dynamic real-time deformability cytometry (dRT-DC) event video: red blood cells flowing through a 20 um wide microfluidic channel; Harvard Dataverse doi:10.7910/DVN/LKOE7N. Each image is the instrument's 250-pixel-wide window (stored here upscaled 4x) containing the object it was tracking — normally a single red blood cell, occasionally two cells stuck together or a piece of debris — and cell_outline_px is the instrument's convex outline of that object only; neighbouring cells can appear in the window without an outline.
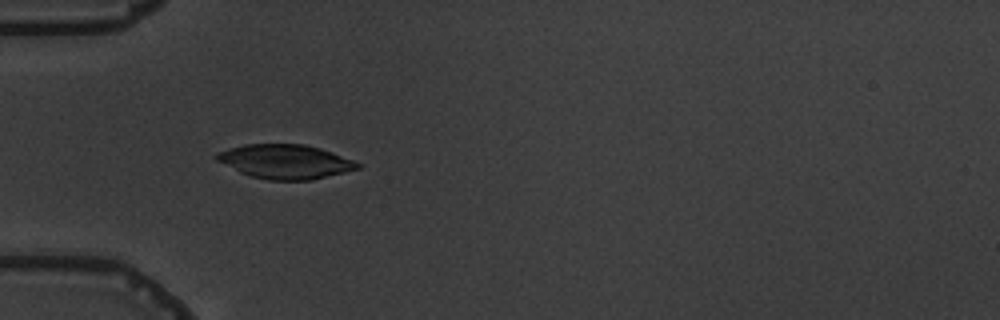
{"species": "common noctule bat (a hibernating species)", "species_latin": "Nyctalus noctula", "temperature_condition": "warm", "stored_images_in_passage": 5, "camera_frame_rate_fps": 3000, "um_per_image_px": 0.085, "animal": {"sex": "male", "body_mass_g": 19.5, "forearm_length_mm": 54.6}, "frame": {"image": 1, "passage_image": 4, "time_ms": 4.333, "image_size_px": [1000, 320], "cell_outline_px": [[364, 164], [360, 168], [312, 180], [268, 180], [252, 176], [240, 172], [216, 160], [212, 156], [216, 152], [228, 148], [244, 144], [304, 144], [320, 148], [332, 152]], "centroid_in_image_um": [24.24, 13.73], "position_along_channel_um": 60.8, "area_um2": 28.21}}
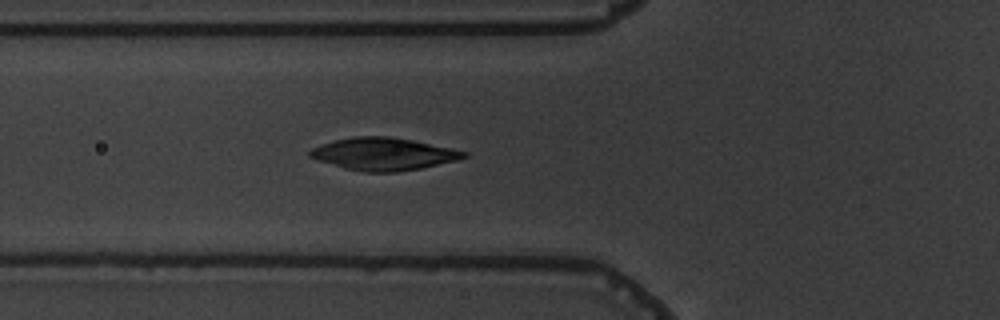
{"frame": {"image": 2, "passage_image": 5, "time_ms": 5.333, "image_size_px": [1000, 320], "cell_outline_px": [[468, 156], [456, 160], [420, 168], [396, 172], [364, 172], [344, 168], [316, 160], [308, 156], [308, 152], [312, 148], [336, 140], [352, 136], [388, 136], [412, 140], [452, 148], [468, 152]], "centroid_in_image_um": [32.58, 13.09], "position_along_channel_um": 93.2, "area_um2": 28.96}}